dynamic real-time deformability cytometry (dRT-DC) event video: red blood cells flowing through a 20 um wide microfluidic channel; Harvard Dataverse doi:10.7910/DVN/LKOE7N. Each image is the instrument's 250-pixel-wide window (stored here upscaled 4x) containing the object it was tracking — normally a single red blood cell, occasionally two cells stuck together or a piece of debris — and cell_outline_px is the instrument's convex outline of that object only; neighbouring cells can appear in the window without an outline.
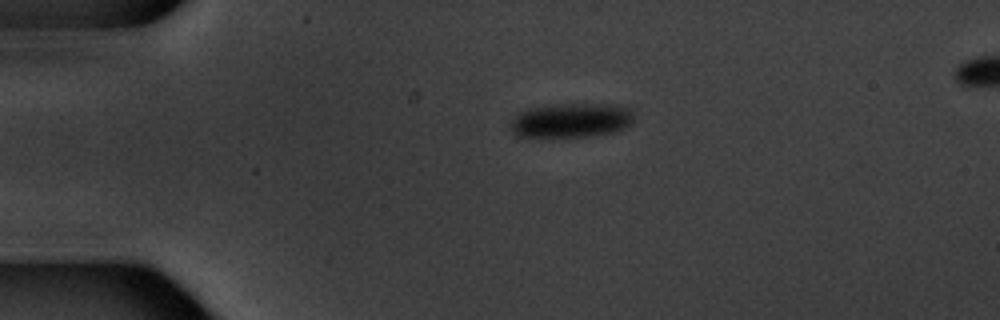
{"species": "common noctule bat (a hibernating species)", "species_latin": "Nyctalus noctula", "temperature_condition": "warm", "stored_images_in_passage": 5, "camera_frame_rate_fps": 3000, "um_per_image_px": 0.085, "animal": {"sex": "male", "body_mass_g": 20.1, "forearm_length_mm": 53.5}, "frame": {"image": 1, "passage_image": 1, "time_ms": 0.0, "image_size_px": [1000, 320], "cell_outline_px": [[632, 120], [628, 124], [612, 132], [588, 136], [520, 136], [512, 132], [508, 124], [520, 112], [528, 108], [560, 104], [612, 104], [628, 108], [632, 116]], "centroid_in_image_um": [48.49, 10.21], "position_along_channel_um": 36.5, "area_um2": 24.16}}